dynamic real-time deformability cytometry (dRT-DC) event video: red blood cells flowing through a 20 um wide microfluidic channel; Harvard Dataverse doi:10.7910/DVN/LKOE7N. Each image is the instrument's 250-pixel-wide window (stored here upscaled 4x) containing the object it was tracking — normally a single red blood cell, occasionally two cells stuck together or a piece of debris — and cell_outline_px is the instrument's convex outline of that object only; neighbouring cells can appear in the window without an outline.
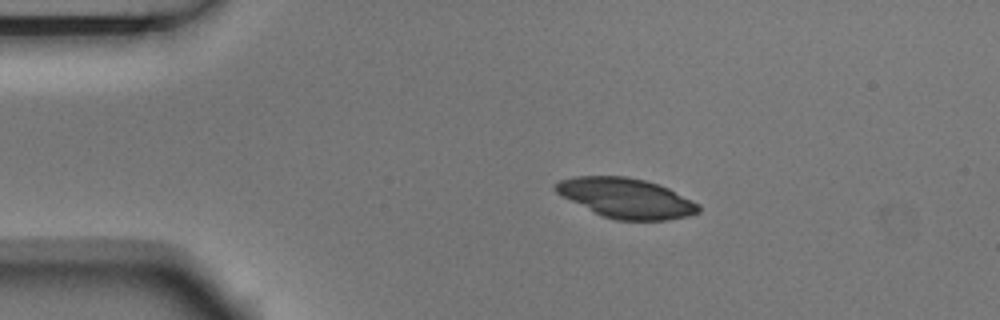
{"species": "Egyptian fruit bat (a non-hibernating species)", "species_latin": "Rousettus aegyptiacus", "temperature_condition": "room temperature", "stored_images_in_passage": 3, "camera_frame_rate_fps": 3000, "um_per_image_px": 0.085, "animal": {"sex": "male"}, "frame": {"image": 1, "passage_image": 2, "time_ms": 0.333, "image_size_px": [1000, 320], "cell_outline_px": [[700, 212], [688, 216], [668, 220], [616, 220], [604, 216], [556, 192], [552, 188], [560, 180], [576, 176], [628, 176], [644, 180], [668, 188], [700, 204]], "centroid_in_image_um": [53.27, 16.83], "position_along_channel_um": 31.7, "area_um2": 32.71}}